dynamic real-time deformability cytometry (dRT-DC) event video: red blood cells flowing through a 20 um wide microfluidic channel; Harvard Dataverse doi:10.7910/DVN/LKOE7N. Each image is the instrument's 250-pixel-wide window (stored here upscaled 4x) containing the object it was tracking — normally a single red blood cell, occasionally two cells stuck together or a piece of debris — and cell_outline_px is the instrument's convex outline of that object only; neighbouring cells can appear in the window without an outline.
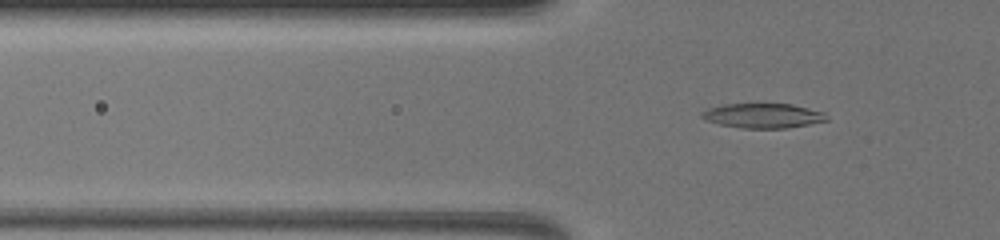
{"species": "common noctule bat (a hibernating species)", "species_latin": "Nyctalus noctula", "temperature_condition": "warm", "stored_images_in_passage": 53, "camera_frame_rate_fps": 3000, "um_per_image_px": 0.085, "animal": {"sex": "female", "body_mass_g": 19.5, "forearm_length_mm": 54.1}, "frame": {"image": 1, "passage_image": 22, "time_ms": 6.333, "image_size_px": [1000, 240], "cell_outline_px": [[828, 120], [788, 128], [744, 128], [720, 124], [704, 120], [700, 116], [700, 112], [708, 108], [724, 104], [792, 104], [824, 112]], "centroid_in_image_um": [64.82, 9.83], "position_along_channel_um": 61.0, "area_um2": 17.86}}
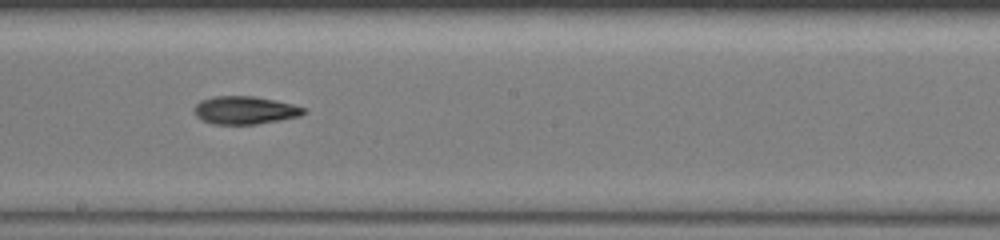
{"frame": {"image": 2, "passage_image": 40, "time_ms": 10.667, "image_size_px": [1000, 240], "cell_outline_px": [[308, 112], [300, 116], [280, 120], [256, 124], [212, 124], [196, 116], [192, 108], [200, 100], [216, 96], [252, 96], [276, 100], [308, 108]], "centroid_in_image_um": [20.84, 9.36], "position_along_channel_um": 227.4, "area_um2": 17.98}}
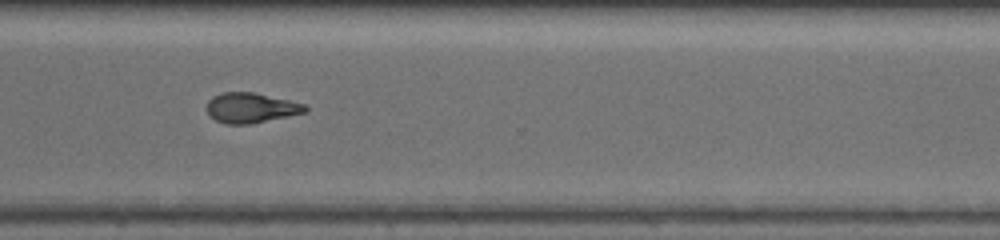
{"frame": {"image": 3, "passage_image": 52, "time_ms": 13.667, "image_size_px": [1000, 240], "cell_outline_px": [[308, 112], [252, 124], [224, 124], [216, 120], [204, 108], [208, 100], [212, 96], [220, 92], [252, 92], [288, 100], [304, 104], [308, 108]], "centroid_in_image_um": [21.3, 9.17], "position_along_channel_um": 349.3, "area_um2": 17.4}}